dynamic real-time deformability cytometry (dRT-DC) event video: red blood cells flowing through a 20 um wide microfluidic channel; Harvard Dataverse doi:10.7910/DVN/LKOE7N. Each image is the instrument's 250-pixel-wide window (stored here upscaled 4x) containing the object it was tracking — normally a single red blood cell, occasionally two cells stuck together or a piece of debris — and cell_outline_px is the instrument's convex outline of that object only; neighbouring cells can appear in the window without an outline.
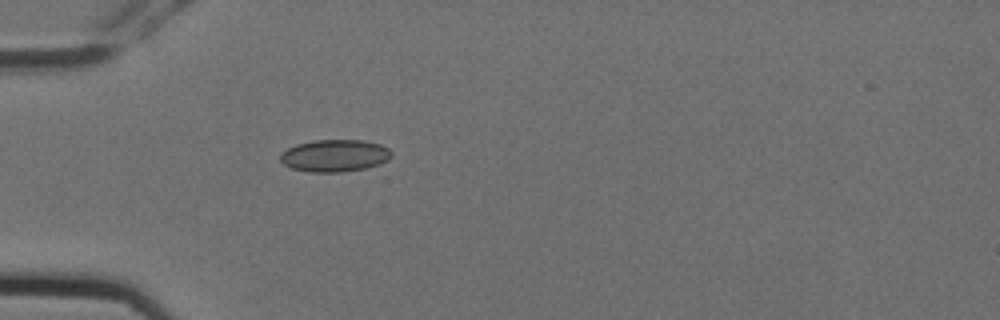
{"species": "Egyptian fruit bat (a non-hibernating species)", "species_latin": "Rousettus aegyptiacus", "temperature_condition": "cold", "stored_images_in_passage": 1, "camera_frame_rate_fps": 3000, "um_per_image_px": 0.085, "animal": {"sex": "female"}, "frame": {"image": 1, "passage_image": 1, "time_ms": 0.0, "image_size_px": [1000, 320], "cell_outline_px": [[392, 156], [388, 160], [380, 164], [364, 168], [340, 172], [308, 172], [292, 168], [284, 164], [280, 160], [280, 152], [296, 144], [312, 140], [364, 140], [380, 144], [388, 148], [392, 152]], "centroid_in_image_um": [28.44, 13.22], "position_along_channel_um": 56.6, "area_um2": 20.98}}